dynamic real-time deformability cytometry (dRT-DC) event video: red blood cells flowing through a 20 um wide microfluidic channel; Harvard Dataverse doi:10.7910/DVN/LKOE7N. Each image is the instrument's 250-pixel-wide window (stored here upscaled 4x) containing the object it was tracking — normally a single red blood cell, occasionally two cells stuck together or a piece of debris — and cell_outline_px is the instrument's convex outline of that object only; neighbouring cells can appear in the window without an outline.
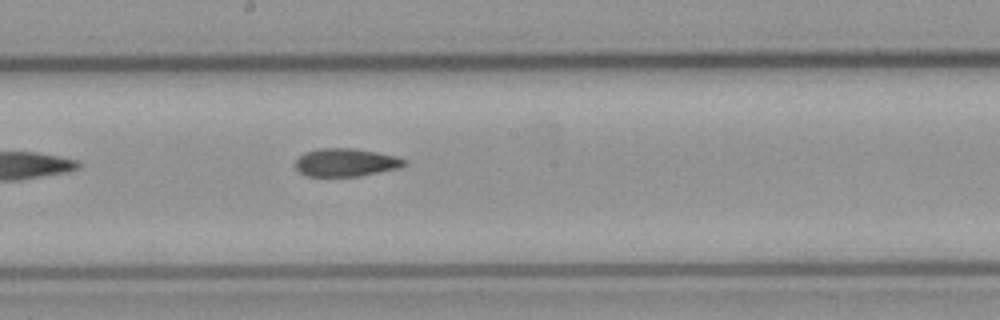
{"species": "common noctule bat (a hibernating species)", "species_latin": "Nyctalus noctula", "temperature_condition": "cold", "stored_images_in_passage": 6, "camera_frame_rate_fps": 3000, "um_per_image_px": 0.085, "animal": {"sex": "male", "body_mass_g": 23.1, "forearm_length_mm": 52.7}, "frame": {"image": 1, "passage_image": 6, "time_ms": 8.333, "image_size_px": [1000, 320], "cell_outline_px": [[408, 164], [400, 168], [360, 176], [308, 176], [300, 172], [296, 168], [296, 160], [304, 152], [316, 148], [356, 148], [396, 156], [408, 160]], "centroid_in_image_um": [29.44, 13.8], "position_along_channel_um": 218.8, "area_um2": 17.98}}